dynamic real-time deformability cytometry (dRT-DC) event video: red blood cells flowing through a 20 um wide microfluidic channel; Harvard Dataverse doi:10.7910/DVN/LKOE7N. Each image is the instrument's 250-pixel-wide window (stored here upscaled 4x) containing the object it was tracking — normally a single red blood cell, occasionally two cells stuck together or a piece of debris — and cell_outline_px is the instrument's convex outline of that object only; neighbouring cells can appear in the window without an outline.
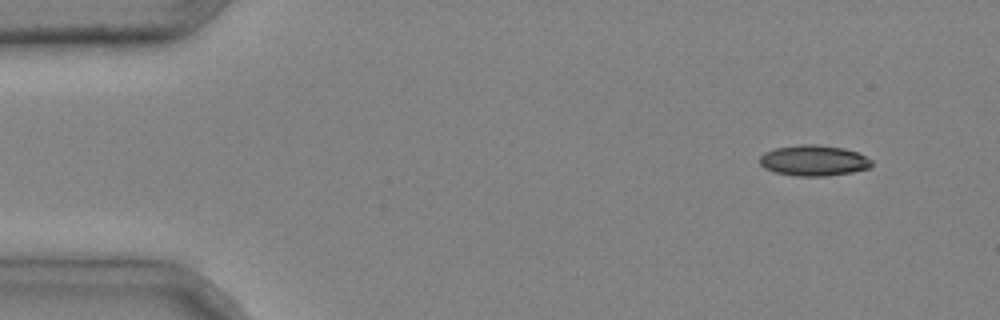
{"species": "common noctule bat (a hibernating species)", "species_latin": "Nyctalus noctula", "temperature_condition": "cold", "stored_images_in_passage": 2, "camera_frame_rate_fps": 3000, "um_per_image_px": 0.085, "animal": {"sex": "male", "body_mass_g": 20.4}, "frame": {"image": 1, "passage_image": 1, "time_ms": 0.0, "image_size_px": [1000, 320], "cell_outline_px": [[872, 164], [868, 168], [852, 172], [824, 176], [796, 176], [776, 172], [764, 168], [760, 164], [760, 156], [764, 152], [772, 148], [800, 144], [816, 144], [844, 148], [856, 152], [872, 160]], "centroid_in_image_um": [69.13, 13.63], "position_along_channel_um": 15.9, "area_um2": 20.06}}